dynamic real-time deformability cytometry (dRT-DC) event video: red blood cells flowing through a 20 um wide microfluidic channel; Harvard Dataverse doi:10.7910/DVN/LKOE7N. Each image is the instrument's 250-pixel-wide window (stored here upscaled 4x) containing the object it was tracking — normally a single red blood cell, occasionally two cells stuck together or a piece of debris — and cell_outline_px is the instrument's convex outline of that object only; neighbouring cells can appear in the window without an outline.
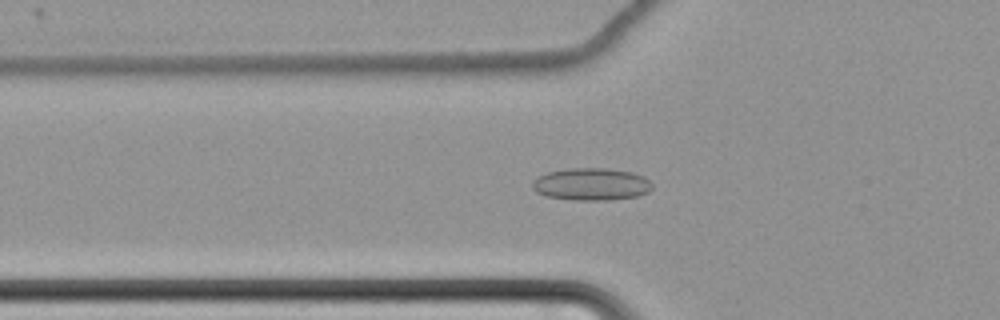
{"species": "common noctule bat (a hibernating species)", "species_latin": "Nyctalus noctula", "temperature_condition": "cold", "stored_images_in_passage": 64, "camera_frame_rate_fps": 3000, "um_per_image_px": 0.085, "animal": {"sex": "female", "body_mass_g": 22.7, "forearm_length_mm": 54.2}, "frame": {"image": 1, "passage_image": 26, "time_ms": 8.333, "image_size_px": [1000, 320], "cell_outline_px": [[652, 188], [648, 192], [636, 196], [608, 200], [572, 200], [544, 196], [536, 192], [532, 188], [532, 180], [536, 176], [548, 172], [568, 168], [608, 168], [632, 172], [644, 176], [652, 184]], "centroid_in_image_um": [50.22, 15.65], "position_along_channel_um": 75.6, "area_um2": 22.83}}
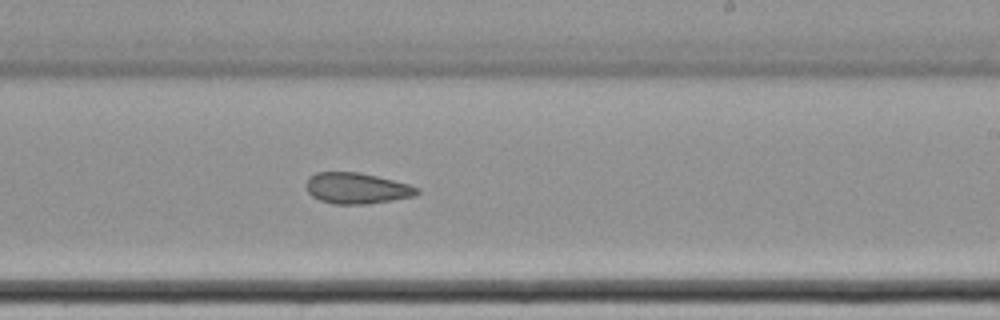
{"frame": {"image": 2, "passage_image": 42, "time_ms": 13.667, "image_size_px": [1000, 320], "cell_outline_px": [[420, 192], [416, 196], [368, 204], [336, 204], [320, 200], [312, 196], [308, 192], [304, 184], [308, 176], [316, 172], [360, 172], [408, 184], [420, 188]], "centroid_in_image_um": [30.31, 16.0], "position_along_channel_um": 258.7, "area_um2": 20.17}}
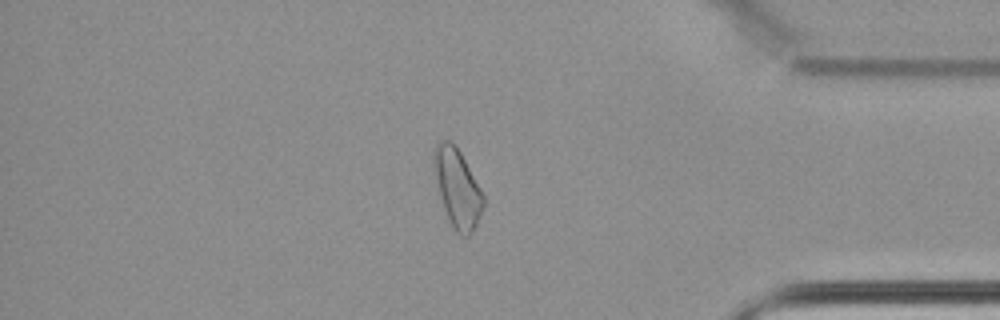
{"frame": {"image": 3, "passage_image": 56, "time_ms": 18.333, "image_size_px": [1000, 320], "cell_outline_px": [[484, 208], [472, 232], [468, 236], [460, 236], [452, 228], [444, 208], [440, 196], [432, 160], [432, 152], [436, 144], [440, 140], [448, 140], [460, 152], [480, 188], [484, 196]], "centroid_in_image_um": [38.87, 16.01], "position_along_channel_um": 396.3, "area_um2": 22.37}}